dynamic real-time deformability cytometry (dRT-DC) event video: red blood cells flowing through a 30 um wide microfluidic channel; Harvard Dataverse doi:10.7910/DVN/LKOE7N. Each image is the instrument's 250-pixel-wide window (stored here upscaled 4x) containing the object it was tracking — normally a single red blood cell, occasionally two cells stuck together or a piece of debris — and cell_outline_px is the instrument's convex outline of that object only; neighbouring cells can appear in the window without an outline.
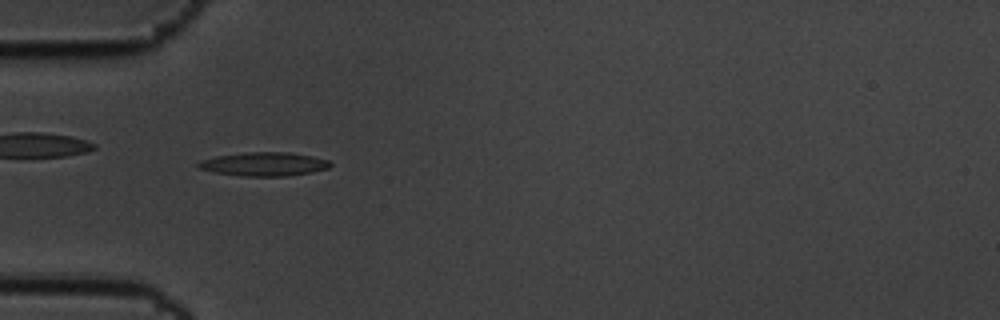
{"species": "common noctule bat (a hibernating species)", "species_latin": "Nyctalus noctula", "temperature_condition": "cold", "stored_images_in_passage": 45, "camera_frame_rate_fps": 3000, "um_per_image_px": 0.085, "animal": {"sex": "male", "body_mass_g": 19.5, "forearm_length_mm": 54.6}, "frame": {"image": 1, "passage_image": 5, "time_ms": 1.333, "image_size_px": [1000, 320], "cell_outline_px": [[332, 164], [328, 168], [312, 172], [288, 176], [244, 176], [212, 172], [200, 168], [196, 164], [200, 160], [216, 156], [244, 152], [288, 152], [312, 156], [328, 160]], "centroid_in_image_um": [22.43, 13.94], "position_along_channel_um": 62.6, "area_um2": 18.26}}
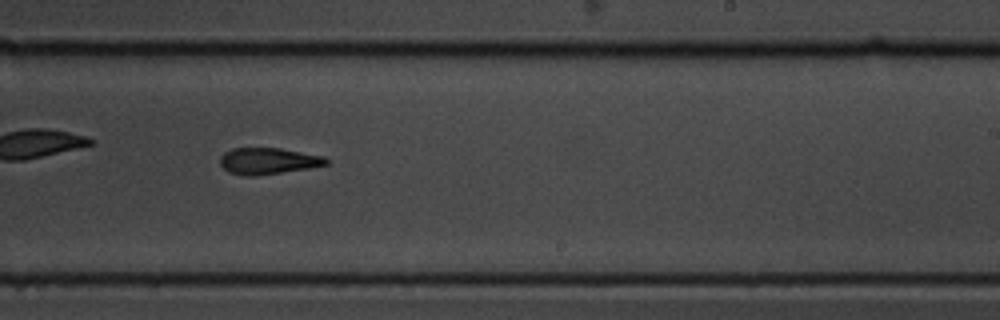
{"frame": {"image": 2, "passage_image": 23, "time_ms": 7.333, "image_size_px": [1000, 320], "cell_outline_px": [[328, 164], [308, 168], [256, 176], [248, 176], [228, 172], [220, 164], [220, 156], [224, 152], [232, 148], [280, 148], [324, 156], [328, 160]], "centroid_in_image_um": [22.77, 13.68], "position_along_channel_um": 266.2, "area_um2": 16.3}}
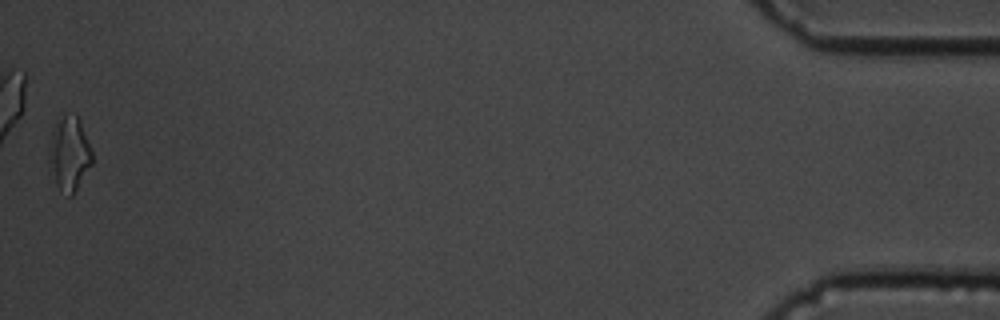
{"frame": {"image": 3, "passage_image": 45, "time_ms": 14.667, "image_size_px": [1000, 320], "cell_outline_px": [[92, 164], [72, 196], [68, 196], [60, 192], [56, 184], [48, 160], [48, 144], [52, 128], [60, 112], [76, 112], [80, 120], [92, 148]], "centroid_in_image_um": [5.87, 12.97], "position_along_channel_um": 429.3, "area_um2": 19.48}, "authors_computed_cell_mechanics": {"area_um2": 16.8198, "velocity_mm_per_s": 3.4392, "shape_relaxation_time_tau1_ms": 6.338, "shape_relaxation_time_tau2_ms": 3.9369, "deformation_change_tau1": 0.1669, "deformation_change_tau2": 0.1269}}